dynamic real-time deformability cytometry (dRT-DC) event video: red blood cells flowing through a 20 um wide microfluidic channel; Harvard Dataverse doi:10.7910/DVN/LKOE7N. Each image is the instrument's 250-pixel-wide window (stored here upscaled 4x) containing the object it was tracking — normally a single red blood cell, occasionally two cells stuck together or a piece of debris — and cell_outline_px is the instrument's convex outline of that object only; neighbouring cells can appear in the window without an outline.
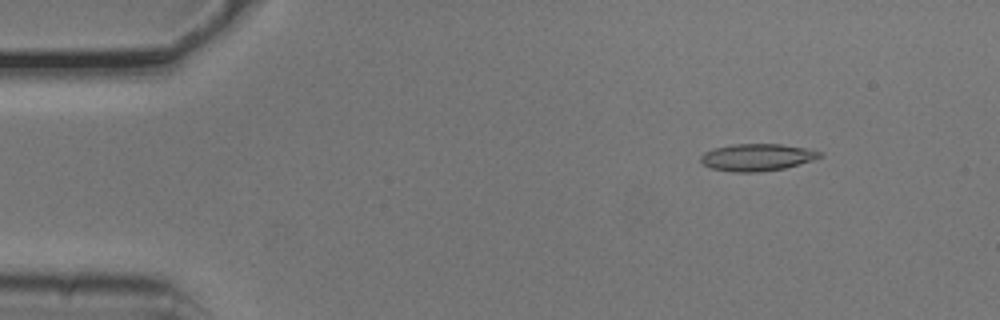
{"species": "common noctule bat (a hibernating species)", "species_latin": "Nyctalus noctula", "temperature_condition": "cold", "stored_images_in_passage": 6, "camera_frame_rate_fps": 3000, "um_per_image_px": 0.085, "animal": {"sex": "male", "body_mass_g": 20.5, "forearm_length_mm": 52.5}, "frame": {"image": 1, "passage_image": 2, "time_ms": 0.333, "image_size_px": [1000, 320], "cell_outline_px": [[824, 156], [816, 160], [784, 168], [760, 172], [732, 172], [708, 168], [700, 160], [700, 156], [704, 152], [712, 148], [732, 144], [780, 144], [804, 148], [824, 152]], "centroid_in_image_um": [64.36, 13.37], "position_along_channel_um": 20.6, "area_um2": 19.13}}
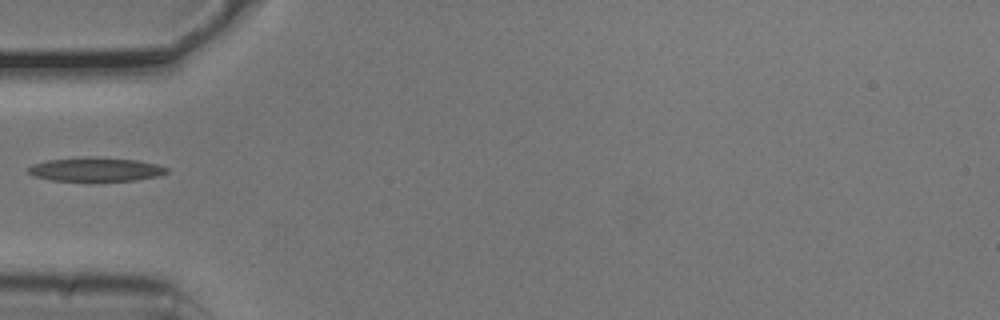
{"frame": {"image": 2, "passage_image": 5, "time_ms": 1.333, "image_size_px": [1000, 320], "cell_outline_px": [[168, 172], [156, 176], [132, 180], [52, 180], [36, 176], [28, 172], [28, 168], [32, 164], [48, 160], [88, 156], [96, 156], [136, 160], [156, 164], [168, 168]], "centroid_in_image_um": [8.12, 14.37], "position_along_channel_um": 76.9, "area_um2": 18.96}}
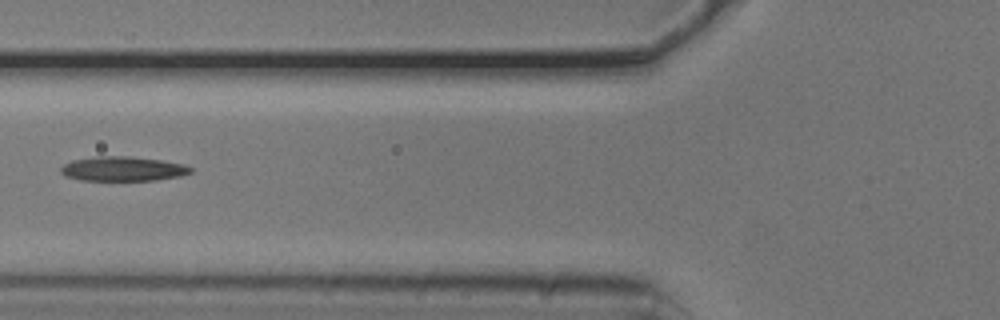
{"frame": {"image": 3, "passage_image": 6, "time_ms": 1.667, "image_size_px": [1000, 320], "cell_outline_px": [[192, 172], [180, 176], [156, 180], [80, 180], [64, 176], [60, 172], [60, 168], [64, 164], [72, 160], [96, 156], [132, 156], [160, 160], [184, 164], [192, 168]], "centroid_in_image_um": [10.42, 14.34], "position_along_channel_um": 115.4, "area_um2": 18.61}}